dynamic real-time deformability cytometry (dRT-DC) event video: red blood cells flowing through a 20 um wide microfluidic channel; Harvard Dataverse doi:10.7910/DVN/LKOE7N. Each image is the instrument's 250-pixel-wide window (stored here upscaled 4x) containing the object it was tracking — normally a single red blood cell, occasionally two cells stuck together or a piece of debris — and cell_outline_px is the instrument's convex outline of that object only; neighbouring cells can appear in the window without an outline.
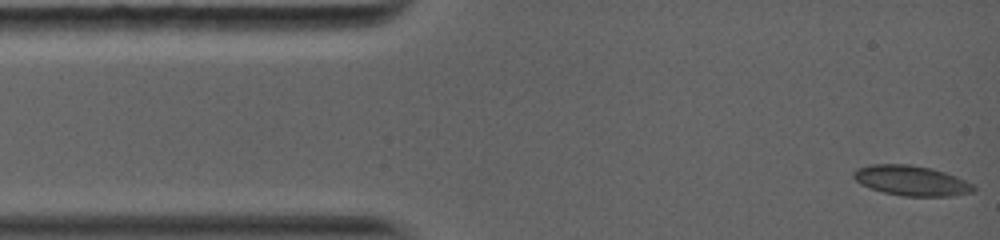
{"species": "common noctule bat (a hibernating species)", "species_latin": "Nyctalus noctula", "temperature_condition": "warm", "stored_images_in_passage": 28, "camera_frame_rate_fps": 5000, "um_per_image_px": 0.085, "animal": {"sex": "female", "body_mass_g": 19.0, "forearm_length_mm": 56.7}, "frame": {"image": 1, "passage_image": 1, "time_ms": 0.0, "image_size_px": [1000, 240], "cell_outline_px": [[976, 188], [972, 192], [952, 196], [904, 196], [884, 192], [860, 184], [852, 176], [852, 172], [856, 168], [868, 164], [908, 164], [932, 168], [956, 176], [972, 184]], "centroid_in_image_um": [77.43, 15.34], "position_along_channel_um": 7.6, "area_um2": 21.04}}
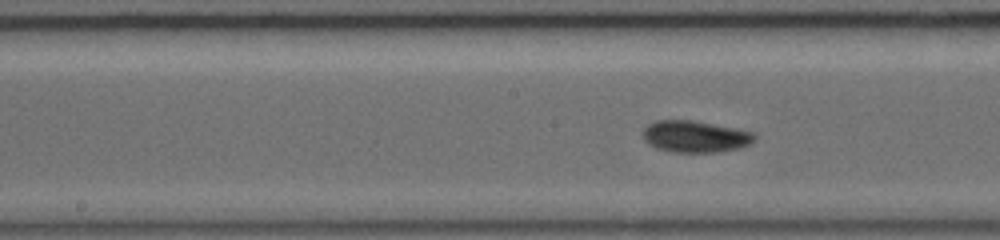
{"frame": {"image": 2, "passage_image": 16, "time_ms": 6.2, "image_size_px": [1000, 240], "cell_outline_px": [[756, 140], [752, 144], [740, 148], [720, 152], [672, 152], [656, 148], [648, 144], [644, 140], [644, 128], [648, 124], [656, 120], [692, 120], [736, 128], [752, 132], [756, 136]], "centroid_in_image_um": [59.12, 11.61], "position_along_channel_um": 189.1, "area_um2": 20.81}}
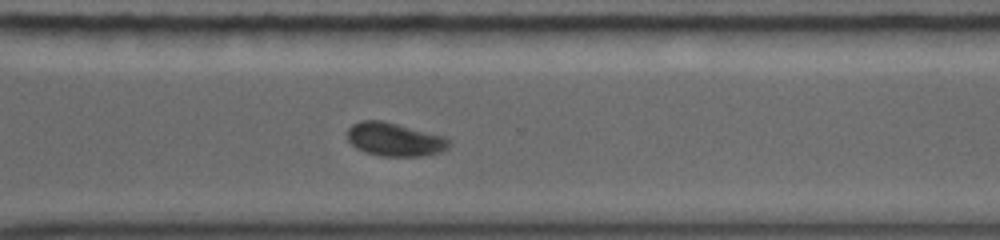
{"frame": {"image": 3, "passage_image": 28, "time_ms": 9.8, "image_size_px": [1000, 240], "cell_outline_px": [[452, 144], [448, 148], [440, 152], [424, 156], [384, 156], [364, 152], [356, 148], [348, 140], [348, 128], [352, 124], [360, 120], [380, 120], [444, 136], [452, 140]], "centroid_in_image_um": [33.56, 11.86], "position_along_channel_um": 337.0, "area_um2": 19.83}}